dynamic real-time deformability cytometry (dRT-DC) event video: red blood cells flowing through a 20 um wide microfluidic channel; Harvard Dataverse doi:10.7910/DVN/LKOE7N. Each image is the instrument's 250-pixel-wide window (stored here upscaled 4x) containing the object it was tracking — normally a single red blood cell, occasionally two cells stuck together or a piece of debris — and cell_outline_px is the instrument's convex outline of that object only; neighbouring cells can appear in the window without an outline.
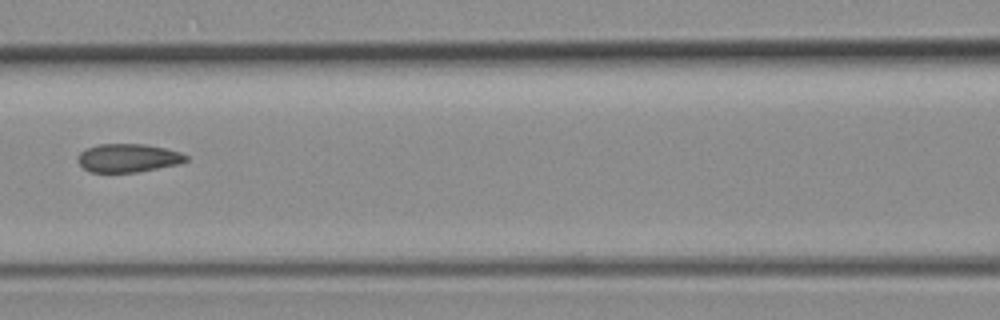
{"species": "common noctule bat (a hibernating species)", "species_latin": "Nyctalus noctula", "temperature_condition": "room temperature", "stored_images_in_passage": 6, "camera_frame_rate_fps": 3000, "um_per_image_px": 0.085, "animal": {"sex": "female", "body_mass_g": 19.3, "forearm_length_mm": 54.1}, "frame": {"image": 1, "passage_image": 6, "time_ms": 1.667, "image_size_px": [1000, 320], "cell_outline_px": [[188, 160], [180, 164], [136, 172], [88, 172], [76, 160], [76, 156], [84, 148], [100, 144], [144, 144], [164, 148], [180, 152], [188, 156]], "centroid_in_image_um": [10.86, 13.43], "position_along_channel_um": 155.7, "area_um2": 18.03}}